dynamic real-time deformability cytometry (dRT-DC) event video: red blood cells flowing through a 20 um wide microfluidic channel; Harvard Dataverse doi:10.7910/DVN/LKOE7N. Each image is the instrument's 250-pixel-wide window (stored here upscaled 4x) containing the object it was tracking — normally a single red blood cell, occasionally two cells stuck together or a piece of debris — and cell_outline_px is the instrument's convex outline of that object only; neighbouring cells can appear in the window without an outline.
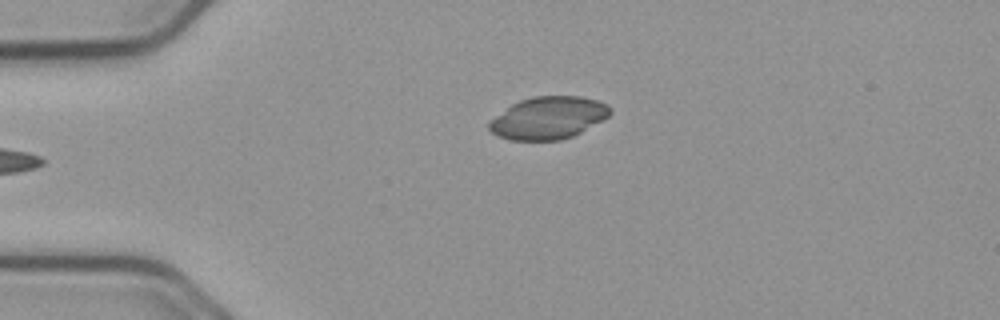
{"species": "common noctule bat (a hibernating species)", "species_latin": "Nyctalus noctula", "temperature_condition": "cold", "stored_images_in_passage": 36, "camera_frame_rate_fps": 3000, "um_per_image_px": 0.085, "animal": {"sex": "male", "body_mass_g": 23.1, "forearm_length_mm": 52.7}, "frame": {"image": 1, "passage_image": 1, "time_ms": 0.0, "image_size_px": [1000, 320], "cell_outline_px": [[612, 112], [608, 116], [580, 132], [572, 136], [560, 140], [508, 140], [492, 132], [488, 128], [488, 124], [496, 116], [512, 104], [520, 100], [532, 96], [580, 96], [596, 100], [612, 108]], "centroid_in_image_um": [46.6, 10.01], "position_along_channel_um": 38.4, "area_um2": 29.48}}